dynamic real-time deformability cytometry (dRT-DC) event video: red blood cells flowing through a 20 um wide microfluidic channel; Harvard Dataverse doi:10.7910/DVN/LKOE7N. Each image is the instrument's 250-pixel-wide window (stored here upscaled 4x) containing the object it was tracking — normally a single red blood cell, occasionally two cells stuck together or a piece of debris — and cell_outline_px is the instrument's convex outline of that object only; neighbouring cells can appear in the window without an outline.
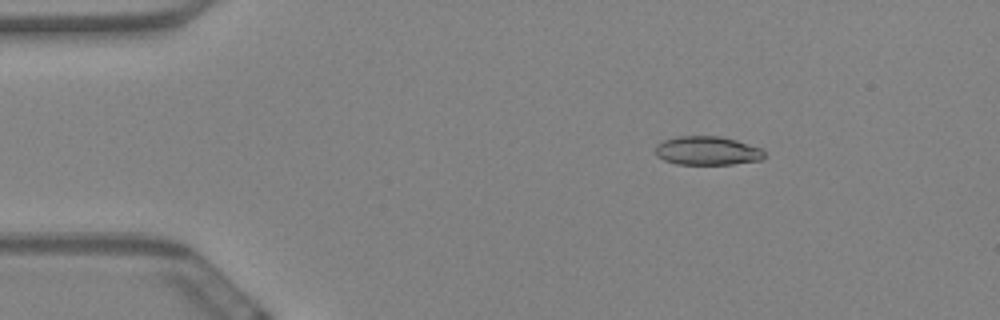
{"species": "Egyptian fruit bat (a non-hibernating species)", "species_latin": "Rousettus aegyptiacus", "temperature_condition": "warm", "stored_images_in_passage": 52, "camera_frame_rate_fps": 3000, "um_per_image_px": 0.085, "animal": {"sex": "female"}, "frame": {"image": 1, "passage_image": 2, "time_ms": 0.333, "image_size_px": [1000, 320], "cell_outline_px": [[764, 160], [732, 164], [676, 164], [664, 160], [656, 156], [656, 144], [664, 140], [676, 136], [720, 136], [736, 140], [764, 148]], "centroid_in_image_um": [60.15, 12.81], "position_along_channel_um": 24.9, "area_um2": 18.5}}
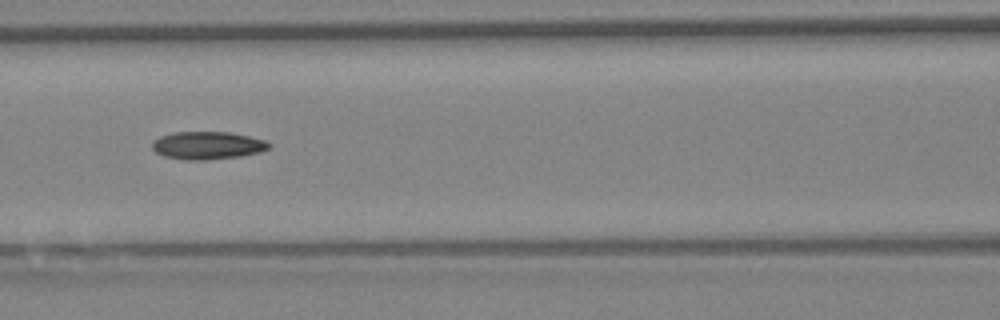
{"frame": {"image": 2, "passage_image": 19, "time_ms": 6.0, "image_size_px": [1000, 320], "cell_outline_px": [[272, 144], [268, 148], [260, 152], [240, 156], [208, 160], [184, 160], [164, 156], [156, 152], [152, 148], [152, 140], [160, 136], [172, 132], [228, 132], [248, 136], [264, 140]], "centroid_in_image_um": [17.6, 12.36], "position_along_channel_um": 149.0, "area_um2": 18.96}}
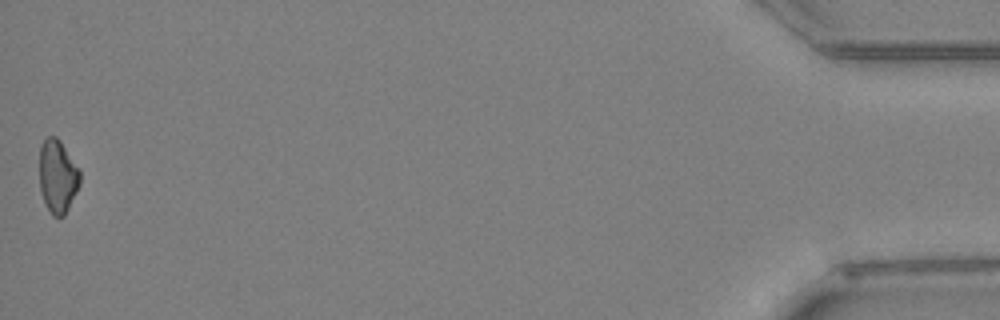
{"frame": {"image": 3, "passage_image": 52, "time_ms": 17.0, "image_size_px": [1000, 320], "cell_outline_px": [[80, 184], [64, 216], [52, 216], [40, 192], [40, 144], [48, 136], [56, 136], [60, 140], [80, 168]], "centroid_in_image_um": [4.91, 14.96], "position_along_channel_um": 430.3, "area_um2": 17.34}}